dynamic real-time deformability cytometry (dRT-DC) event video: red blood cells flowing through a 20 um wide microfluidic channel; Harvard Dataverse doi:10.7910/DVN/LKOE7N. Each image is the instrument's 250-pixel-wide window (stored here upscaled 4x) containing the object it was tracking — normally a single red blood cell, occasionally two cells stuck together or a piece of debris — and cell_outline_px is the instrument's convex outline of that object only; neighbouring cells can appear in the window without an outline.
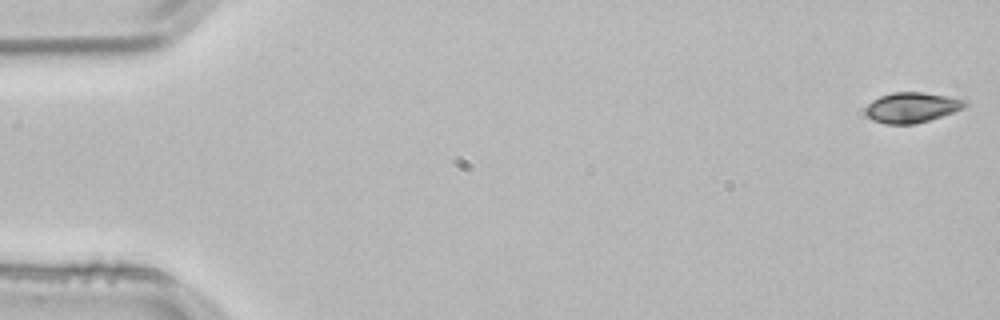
{"species": "common noctule bat (a hibernating species)", "species_latin": "Nyctalus noctula", "temperature_condition": "room temperature", "stored_images_in_passage": 5, "camera_frame_rate_fps": 3000, "um_per_image_px": 0.085, "animal": {"sex": "male", "body_mass_g": 21.5, "forearm_length_mm": 52.0}, "frame": {"image": 1, "passage_image": 1, "time_ms": 0.0, "image_size_px": [1000, 320], "cell_outline_px": [[968, 104], [964, 108], [916, 124], [884, 124], [872, 120], [864, 112], [864, 108], [872, 100], [880, 96], [892, 92], [920, 92], [948, 96], [968, 100]], "centroid_in_image_um": [77.48, 9.13], "position_along_channel_um": 7.5, "area_um2": 17.63}}